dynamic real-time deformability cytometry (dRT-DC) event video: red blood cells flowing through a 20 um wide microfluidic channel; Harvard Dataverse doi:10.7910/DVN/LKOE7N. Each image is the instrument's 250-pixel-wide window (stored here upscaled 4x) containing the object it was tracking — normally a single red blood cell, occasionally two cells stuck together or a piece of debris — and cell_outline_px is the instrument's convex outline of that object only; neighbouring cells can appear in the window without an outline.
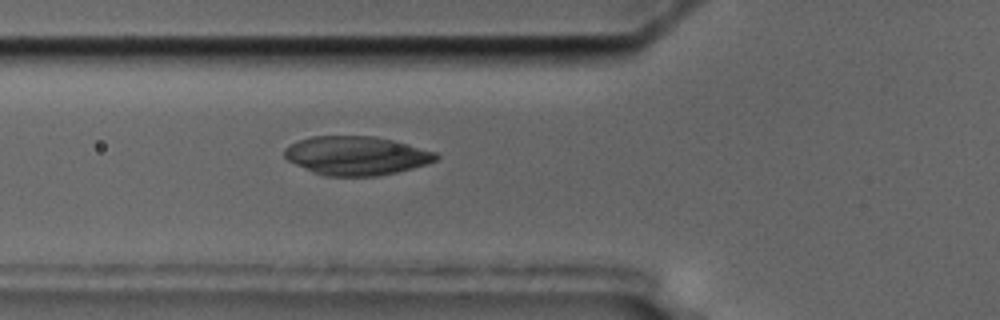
{"species": "common noctule bat (a hibernating species)", "species_latin": "Nyctalus noctula", "temperature_condition": "cold", "stored_images_in_passage": 39, "camera_frame_rate_fps": 3000, "um_per_image_px": 0.085, "animal": {"sex": "male", "body_mass_g": 17.5, "forearm_length_mm": 52.3}, "frame": {"image": 1, "passage_image": 4, "time_ms": 1.0, "image_size_px": [1000, 320], "cell_outline_px": [[440, 156], [436, 160], [428, 164], [380, 176], [328, 176], [312, 172], [288, 160], [284, 156], [284, 148], [300, 140], [312, 136], [372, 136], [392, 140], [408, 144], [436, 152]], "centroid_in_image_um": [30.31, 13.23], "position_along_channel_um": 95.5, "area_um2": 34.16}}
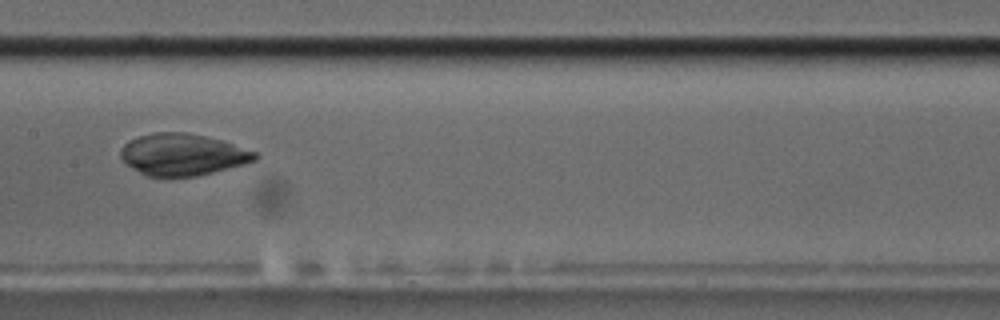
{"frame": {"image": 2, "passage_image": 12, "time_ms": 3.667, "image_size_px": [1000, 320], "cell_outline_px": [[260, 156], [256, 160], [244, 164], [196, 176], [148, 176], [132, 168], [120, 156], [120, 148], [128, 140], [140, 136], [156, 132], [188, 132], [224, 140], [256, 152]], "centroid_in_image_um": [15.54, 13.12], "position_along_channel_um": 191.9, "area_um2": 32.66}}
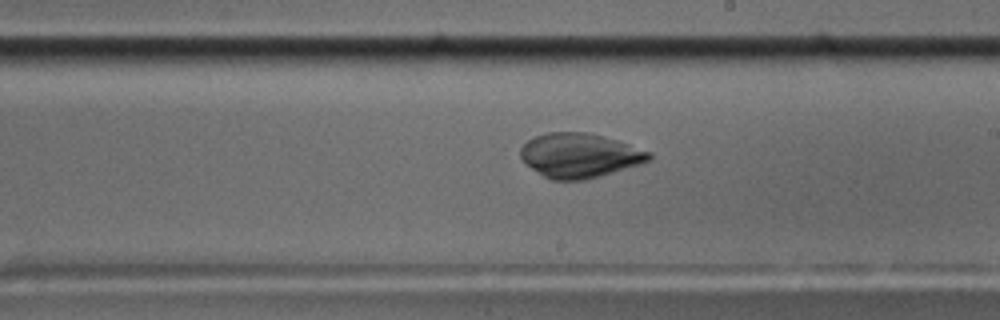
{"frame": {"image": 3, "passage_image": 16, "time_ms": 5.0, "image_size_px": [1000, 320], "cell_outline_px": [[652, 156], [648, 160], [640, 164], [600, 176], [584, 180], [552, 180], [544, 176], [524, 164], [520, 156], [520, 148], [528, 140], [536, 136], [548, 132], [588, 132], [616, 140], [652, 152]], "centroid_in_image_um": [49.24, 13.21], "position_along_channel_um": 239.8, "area_um2": 33.18}}